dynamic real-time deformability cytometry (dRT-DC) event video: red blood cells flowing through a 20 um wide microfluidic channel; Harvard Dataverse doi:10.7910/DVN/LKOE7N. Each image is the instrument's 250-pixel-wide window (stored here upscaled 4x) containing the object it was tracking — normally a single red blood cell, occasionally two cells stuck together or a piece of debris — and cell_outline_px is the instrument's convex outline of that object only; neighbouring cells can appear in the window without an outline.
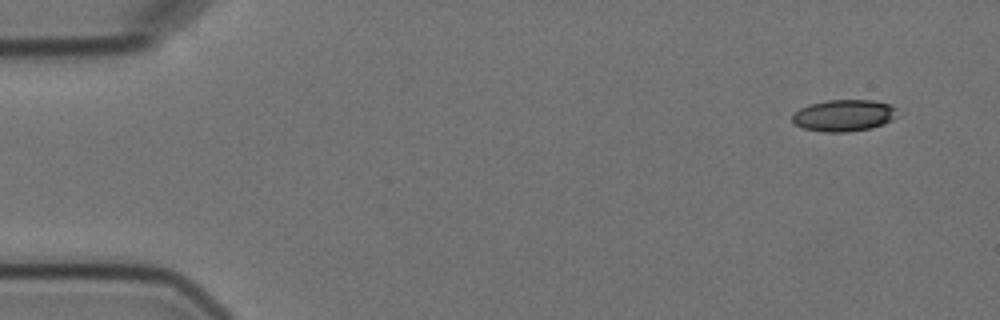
{"species": "Egyptian fruit bat (a non-hibernating species)", "species_latin": "Rousettus aegyptiacus", "temperature_condition": "cold", "stored_images_in_passage": 6, "segment_of_instrument_passage": [2, 2], "camera_frame_rate_fps": 3000, "um_per_image_px": 0.085, "animal": {"sex": "female"}, "frame": {"image": 1, "passage_image": 6, "time_ms": 6.667, "image_size_px": [1000, 320], "cell_outline_px": [[896, 108], [892, 120], [884, 124], [872, 128], [848, 132], [824, 132], [804, 128], [796, 124], [792, 120], [792, 116], [800, 108], [808, 104], [828, 100], [872, 100], [888, 104]], "centroid_in_image_um": [71.71, 9.82], "position_along_channel_um": 13.3, "area_um2": 19.25}}